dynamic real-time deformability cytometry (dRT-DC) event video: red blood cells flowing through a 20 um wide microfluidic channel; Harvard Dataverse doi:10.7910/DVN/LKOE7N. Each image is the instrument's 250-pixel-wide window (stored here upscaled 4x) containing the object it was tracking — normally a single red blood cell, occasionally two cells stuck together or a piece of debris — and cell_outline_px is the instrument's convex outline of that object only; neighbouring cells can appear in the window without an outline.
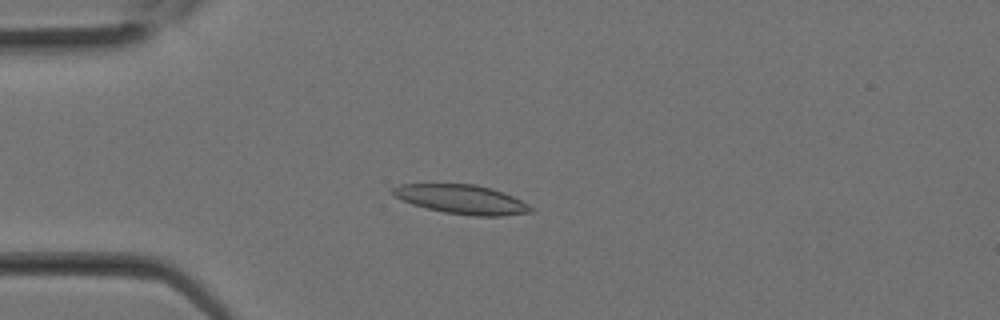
{"species": "Egyptian fruit bat (a non-hibernating species)", "species_latin": "Rousettus aegyptiacus", "temperature_condition": "room temperature", "stored_images_in_passage": 10, "camera_frame_rate_fps": 3000, "um_per_image_px": 0.085, "animal": {"sex": "female"}, "frame": {"image": 1, "passage_image": 4, "time_ms": 1.0, "image_size_px": [1000, 320], "cell_outline_px": [[536, 208], [532, 212], [500, 216], [476, 216], [444, 212], [412, 204], [388, 192], [388, 188], [400, 184], [476, 184], [492, 188], [504, 192]], "centroid_in_image_um": [39.24, 16.93], "position_along_channel_um": 45.8, "area_um2": 23.52}}
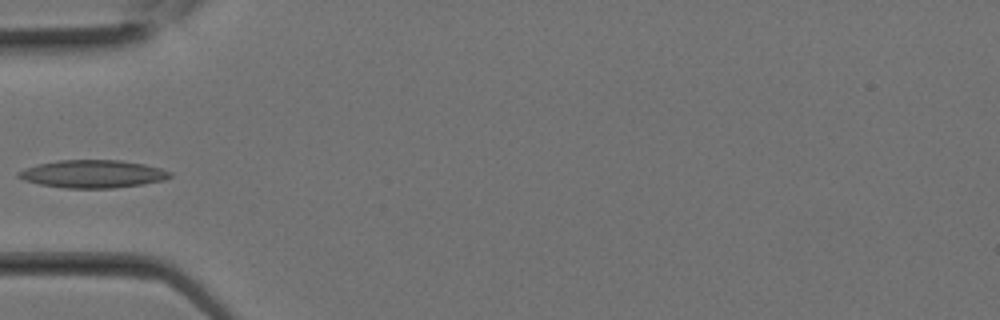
{"frame": {"image": 2, "passage_image": 6, "time_ms": 1.667, "image_size_px": [1000, 320], "cell_outline_px": [[172, 176], [164, 180], [140, 184], [112, 188], [64, 188], [40, 184], [24, 180], [16, 176], [16, 172], [24, 168], [56, 160], [120, 160], [144, 164], [160, 168], [172, 172]], "centroid_in_image_um": [7.86, 14.78], "position_along_channel_um": 77.1, "area_um2": 24.51}}
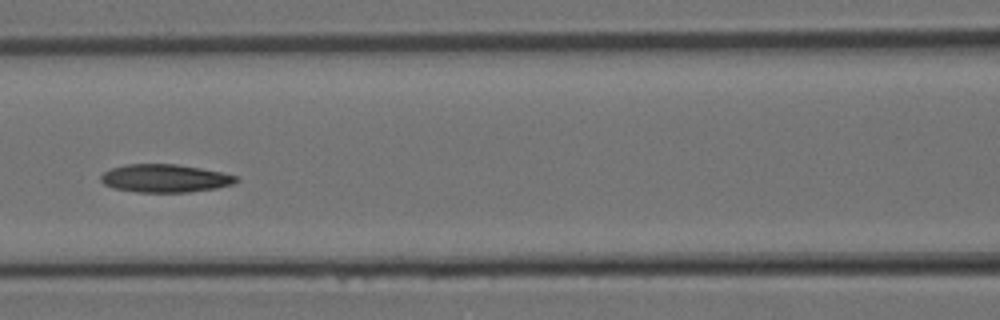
{"frame": {"image": 3, "passage_image": 9, "time_ms": 2.667, "image_size_px": [1000, 320], "cell_outline_px": [[240, 180], [232, 184], [216, 188], [188, 192], [136, 192], [112, 188], [104, 184], [100, 180], [100, 176], [104, 172], [112, 168], [128, 164], [176, 164], [224, 172], [236, 176]], "centroid_in_image_um": [14.02, 15.16], "position_along_channel_um": 152.6, "area_um2": 22.14}}